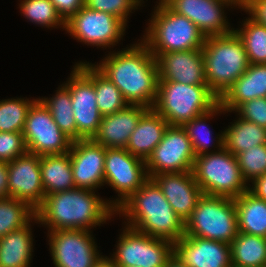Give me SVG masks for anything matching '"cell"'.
<instances>
[{"label": "cell", "mask_w": 266, "mask_h": 267, "mask_svg": "<svg viewBox=\"0 0 266 267\" xmlns=\"http://www.w3.org/2000/svg\"><path fill=\"white\" fill-rule=\"evenodd\" d=\"M36 216L26 202L9 197L0 199V238L26 226Z\"/></svg>", "instance_id": "d6a6232c"}, {"label": "cell", "mask_w": 266, "mask_h": 267, "mask_svg": "<svg viewBox=\"0 0 266 267\" xmlns=\"http://www.w3.org/2000/svg\"><path fill=\"white\" fill-rule=\"evenodd\" d=\"M56 91L54 97L39 99L48 108L59 129L72 141H76L77 126L73 116L70 91L64 83Z\"/></svg>", "instance_id": "4dcf8cb0"}, {"label": "cell", "mask_w": 266, "mask_h": 267, "mask_svg": "<svg viewBox=\"0 0 266 267\" xmlns=\"http://www.w3.org/2000/svg\"><path fill=\"white\" fill-rule=\"evenodd\" d=\"M223 139L224 148L236 156L248 148L266 144V128L238 117L223 131Z\"/></svg>", "instance_id": "f1b7e54d"}, {"label": "cell", "mask_w": 266, "mask_h": 267, "mask_svg": "<svg viewBox=\"0 0 266 267\" xmlns=\"http://www.w3.org/2000/svg\"><path fill=\"white\" fill-rule=\"evenodd\" d=\"M234 267H266V238L239 232L230 244Z\"/></svg>", "instance_id": "f546056e"}, {"label": "cell", "mask_w": 266, "mask_h": 267, "mask_svg": "<svg viewBox=\"0 0 266 267\" xmlns=\"http://www.w3.org/2000/svg\"><path fill=\"white\" fill-rule=\"evenodd\" d=\"M20 13L32 23L39 24L48 29H66V23L58 14L55 6L50 0H21L19 4Z\"/></svg>", "instance_id": "e575fe53"}, {"label": "cell", "mask_w": 266, "mask_h": 267, "mask_svg": "<svg viewBox=\"0 0 266 267\" xmlns=\"http://www.w3.org/2000/svg\"><path fill=\"white\" fill-rule=\"evenodd\" d=\"M202 54L207 86L218 98L250 65L243 42L234 31L206 37Z\"/></svg>", "instance_id": "5b68a950"}, {"label": "cell", "mask_w": 266, "mask_h": 267, "mask_svg": "<svg viewBox=\"0 0 266 267\" xmlns=\"http://www.w3.org/2000/svg\"><path fill=\"white\" fill-rule=\"evenodd\" d=\"M241 175L248 184L266 173V144L253 146L236 155Z\"/></svg>", "instance_id": "8d00e7d4"}, {"label": "cell", "mask_w": 266, "mask_h": 267, "mask_svg": "<svg viewBox=\"0 0 266 267\" xmlns=\"http://www.w3.org/2000/svg\"><path fill=\"white\" fill-rule=\"evenodd\" d=\"M149 179L145 161L125 148H106L104 184L118 193L111 205L117 209Z\"/></svg>", "instance_id": "7c38bea8"}, {"label": "cell", "mask_w": 266, "mask_h": 267, "mask_svg": "<svg viewBox=\"0 0 266 267\" xmlns=\"http://www.w3.org/2000/svg\"><path fill=\"white\" fill-rule=\"evenodd\" d=\"M244 12L255 19L258 23L266 26V0H241V7Z\"/></svg>", "instance_id": "b9f144b4"}, {"label": "cell", "mask_w": 266, "mask_h": 267, "mask_svg": "<svg viewBox=\"0 0 266 267\" xmlns=\"http://www.w3.org/2000/svg\"><path fill=\"white\" fill-rule=\"evenodd\" d=\"M248 184V191L259 199L266 201V173Z\"/></svg>", "instance_id": "7bdbcfd3"}, {"label": "cell", "mask_w": 266, "mask_h": 267, "mask_svg": "<svg viewBox=\"0 0 266 267\" xmlns=\"http://www.w3.org/2000/svg\"><path fill=\"white\" fill-rule=\"evenodd\" d=\"M22 134L27 151L38 156L67 153L73 142L59 129L39 98L28 110Z\"/></svg>", "instance_id": "8fae6325"}, {"label": "cell", "mask_w": 266, "mask_h": 267, "mask_svg": "<svg viewBox=\"0 0 266 267\" xmlns=\"http://www.w3.org/2000/svg\"><path fill=\"white\" fill-rule=\"evenodd\" d=\"M69 154L76 188L96 191L104 186V146L92 139L76 140L72 142Z\"/></svg>", "instance_id": "ac0fdd59"}, {"label": "cell", "mask_w": 266, "mask_h": 267, "mask_svg": "<svg viewBox=\"0 0 266 267\" xmlns=\"http://www.w3.org/2000/svg\"><path fill=\"white\" fill-rule=\"evenodd\" d=\"M234 198L205 195L185 222L186 236H197L231 244L238 235Z\"/></svg>", "instance_id": "52a82bcc"}, {"label": "cell", "mask_w": 266, "mask_h": 267, "mask_svg": "<svg viewBox=\"0 0 266 267\" xmlns=\"http://www.w3.org/2000/svg\"><path fill=\"white\" fill-rule=\"evenodd\" d=\"M266 97V64H250L219 98V104L228 112H234L242 103Z\"/></svg>", "instance_id": "603a6c76"}, {"label": "cell", "mask_w": 266, "mask_h": 267, "mask_svg": "<svg viewBox=\"0 0 266 267\" xmlns=\"http://www.w3.org/2000/svg\"><path fill=\"white\" fill-rule=\"evenodd\" d=\"M158 81L207 85L202 50L165 52L156 57Z\"/></svg>", "instance_id": "ffe728a7"}, {"label": "cell", "mask_w": 266, "mask_h": 267, "mask_svg": "<svg viewBox=\"0 0 266 267\" xmlns=\"http://www.w3.org/2000/svg\"><path fill=\"white\" fill-rule=\"evenodd\" d=\"M151 178L160 187L175 213L185 223L203 196V191L195 181L193 172L162 173Z\"/></svg>", "instance_id": "44dd1931"}, {"label": "cell", "mask_w": 266, "mask_h": 267, "mask_svg": "<svg viewBox=\"0 0 266 267\" xmlns=\"http://www.w3.org/2000/svg\"><path fill=\"white\" fill-rule=\"evenodd\" d=\"M219 113L226 114L227 112L218 103L209 112L204 113L196 118H193L191 121L185 122L182 125V127L184 128V130L188 135V138L191 141V145L196 157L202 154L219 151L224 147L223 131L220 134H218L215 139L212 136L213 134L212 131L210 130V128H208V125H206L207 120L209 121V119H212L215 115ZM211 146L212 148H217V149H214L215 151L214 150L210 151Z\"/></svg>", "instance_id": "83f0119b"}, {"label": "cell", "mask_w": 266, "mask_h": 267, "mask_svg": "<svg viewBox=\"0 0 266 267\" xmlns=\"http://www.w3.org/2000/svg\"><path fill=\"white\" fill-rule=\"evenodd\" d=\"M93 65L118 87L129 105L154 107L159 79L157 62L142 41L112 51Z\"/></svg>", "instance_id": "6da1fadb"}, {"label": "cell", "mask_w": 266, "mask_h": 267, "mask_svg": "<svg viewBox=\"0 0 266 267\" xmlns=\"http://www.w3.org/2000/svg\"><path fill=\"white\" fill-rule=\"evenodd\" d=\"M116 213L126 218V226L173 244L185 234V223L152 178L123 202Z\"/></svg>", "instance_id": "3957f363"}, {"label": "cell", "mask_w": 266, "mask_h": 267, "mask_svg": "<svg viewBox=\"0 0 266 267\" xmlns=\"http://www.w3.org/2000/svg\"><path fill=\"white\" fill-rule=\"evenodd\" d=\"M110 258L118 267H165L174 255V244L124 226Z\"/></svg>", "instance_id": "30bf717a"}, {"label": "cell", "mask_w": 266, "mask_h": 267, "mask_svg": "<svg viewBox=\"0 0 266 267\" xmlns=\"http://www.w3.org/2000/svg\"><path fill=\"white\" fill-rule=\"evenodd\" d=\"M96 191L74 188L45 195L35 211L40 225L49 230L83 229L91 231L111 220L116 209L111 200L100 198Z\"/></svg>", "instance_id": "7a4b0ae2"}, {"label": "cell", "mask_w": 266, "mask_h": 267, "mask_svg": "<svg viewBox=\"0 0 266 267\" xmlns=\"http://www.w3.org/2000/svg\"><path fill=\"white\" fill-rule=\"evenodd\" d=\"M165 267H187L174 255L169 259Z\"/></svg>", "instance_id": "bcb514c9"}, {"label": "cell", "mask_w": 266, "mask_h": 267, "mask_svg": "<svg viewBox=\"0 0 266 267\" xmlns=\"http://www.w3.org/2000/svg\"><path fill=\"white\" fill-rule=\"evenodd\" d=\"M40 169L45 195L76 188L69 152L40 156Z\"/></svg>", "instance_id": "484cf974"}, {"label": "cell", "mask_w": 266, "mask_h": 267, "mask_svg": "<svg viewBox=\"0 0 266 267\" xmlns=\"http://www.w3.org/2000/svg\"><path fill=\"white\" fill-rule=\"evenodd\" d=\"M9 197L26 202L35 211L45 199L40 156L27 152L8 163Z\"/></svg>", "instance_id": "e0dca14e"}, {"label": "cell", "mask_w": 266, "mask_h": 267, "mask_svg": "<svg viewBox=\"0 0 266 267\" xmlns=\"http://www.w3.org/2000/svg\"><path fill=\"white\" fill-rule=\"evenodd\" d=\"M192 172L205 195L236 198L248 190L236 156L224 147L197 156Z\"/></svg>", "instance_id": "ba28073f"}, {"label": "cell", "mask_w": 266, "mask_h": 267, "mask_svg": "<svg viewBox=\"0 0 266 267\" xmlns=\"http://www.w3.org/2000/svg\"><path fill=\"white\" fill-rule=\"evenodd\" d=\"M94 267H118L114 261L108 256H101V258L95 263Z\"/></svg>", "instance_id": "f6af8a7d"}, {"label": "cell", "mask_w": 266, "mask_h": 267, "mask_svg": "<svg viewBox=\"0 0 266 267\" xmlns=\"http://www.w3.org/2000/svg\"><path fill=\"white\" fill-rule=\"evenodd\" d=\"M196 156L182 126L169 125L162 141L145 161L149 178L162 173L192 171Z\"/></svg>", "instance_id": "5bb4252c"}, {"label": "cell", "mask_w": 266, "mask_h": 267, "mask_svg": "<svg viewBox=\"0 0 266 267\" xmlns=\"http://www.w3.org/2000/svg\"><path fill=\"white\" fill-rule=\"evenodd\" d=\"M219 98L207 85H188L176 81H158L157 99L153 109L169 125L185 122L209 112Z\"/></svg>", "instance_id": "8992f818"}, {"label": "cell", "mask_w": 266, "mask_h": 267, "mask_svg": "<svg viewBox=\"0 0 266 267\" xmlns=\"http://www.w3.org/2000/svg\"><path fill=\"white\" fill-rule=\"evenodd\" d=\"M93 84L96 91V103L102 116L116 113L128 105L118 87L94 65Z\"/></svg>", "instance_id": "836d02e7"}, {"label": "cell", "mask_w": 266, "mask_h": 267, "mask_svg": "<svg viewBox=\"0 0 266 267\" xmlns=\"http://www.w3.org/2000/svg\"><path fill=\"white\" fill-rule=\"evenodd\" d=\"M174 12L187 17L206 37L233 32L225 8H240L241 0H163ZM233 6V7H232ZM227 18V19H226Z\"/></svg>", "instance_id": "2e32d148"}, {"label": "cell", "mask_w": 266, "mask_h": 267, "mask_svg": "<svg viewBox=\"0 0 266 267\" xmlns=\"http://www.w3.org/2000/svg\"><path fill=\"white\" fill-rule=\"evenodd\" d=\"M36 99L10 98L0 101V132H22L29 108Z\"/></svg>", "instance_id": "d590c367"}, {"label": "cell", "mask_w": 266, "mask_h": 267, "mask_svg": "<svg viewBox=\"0 0 266 267\" xmlns=\"http://www.w3.org/2000/svg\"><path fill=\"white\" fill-rule=\"evenodd\" d=\"M127 24L120 18L85 6L68 22L66 31L74 39L91 46L113 47L125 34Z\"/></svg>", "instance_id": "4fadbf2b"}, {"label": "cell", "mask_w": 266, "mask_h": 267, "mask_svg": "<svg viewBox=\"0 0 266 267\" xmlns=\"http://www.w3.org/2000/svg\"><path fill=\"white\" fill-rule=\"evenodd\" d=\"M33 222L39 223L36 216L23 228L0 238V267H30L34 247L30 226Z\"/></svg>", "instance_id": "d4e9b609"}, {"label": "cell", "mask_w": 266, "mask_h": 267, "mask_svg": "<svg viewBox=\"0 0 266 267\" xmlns=\"http://www.w3.org/2000/svg\"><path fill=\"white\" fill-rule=\"evenodd\" d=\"M55 6L58 14L66 23L73 16H75L78 11H80L85 4V0H50Z\"/></svg>", "instance_id": "60d3db41"}, {"label": "cell", "mask_w": 266, "mask_h": 267, "mask_svg": "<svg viewBox=\"0 0 266 267\" xmlns=\"http://www.w3.org/2000/svg\"><path fill=\"white\" fill-rule=\"evenodd\" d=\"M233 30L242 40L250 64H266V26L251 16Z\"/></svg>", "instance_id": "1f68e13d"}, {"label": "cell", "mask_w": 266, "mask_h": 267, "mask_svg": "<svg viewBox=\"0 0 266 267\" xmlns=\"http://www.w3.org/2000/svg\"><path fill=\"white\" fill-rule=\"evenodd\" d=\"M143 3V0H85L84 6L93 11L114 15L127 24L132 10L139 9Z\"/></svg>", "instance_id": "74e56055"}, {"label": "cell", "mask_w": 266, "mask_h": 267, "mask_svg": "<svg viewBox=\"0 0 266 267\" xmlns=\"http://www.w3.org/2000/svg\"><path fill=\"white\" fill-rule=\"evenodd\" d=\"M174 256L187 267H232L229 244L197 236L174 243Z\"/></svg>", "instance_id": "d6986e66"}, {"label": "cell", "mask_w": 266, "mask_h": 267, "mask_svg": "<svg viewBox=\"0 0 266 267\" xmlns=\"http://www.w3.org/2000/svg\"><path fill=\"white\" fill-rule=\"evenodd\" d=\"M149 109L141 105H127L116 113L102 116L92 140L105 148H126L140 118Z\"/></svg>", "instance_id": "7402d4cb"}, {"label": "cell", "mask_w": 266, "mask_h": 267, "mask_svg": "<svg viewBox=\"0 0 266 267\" xmlns=\"http://www.w3.org/2000/svg\"><path fill=\"white\" fill-rule=\"evenodd\" d=\"M49 250L55 267H94L101 258L92 231H48Z\"/></svg>", "instance_id": "9a60e30c"}, {"label": "cell", "mask_w": 266, "mask_h": 267, "mask_svg": "<svg viewBox=\"0 0 266 267\" xmlns=\"http://www.w3.org/2000/svg\"><path fill=\"white\" fill-rule=\"evenodd\" d=\"M149 19L142 42L156 58L165 52L202 50L206 36L187 17L174 12L163 0Z\"/></svg>", "instance_id": "277c9868"}, {"label": "cell", "mask_w": 266, "mask_h": 267, "mask_svg": "<svg viewBox=\"0 0 266 267\" xmlns=\"http://www.w3.org/2000/svg\"><path fill=\"white\" fill-rule=\"evenodd\" d=\"M27 152L22 132H0V162L10 163Z\"/></svg>", "instance_id": "f35d334b"}, {"label": "cell", "mask_w": 266, "mask_h": 267, "mask_svg": "<svg viewBox=\"0 0 266 267\" xmlns=\"http://www.w3.org/2000/svg\"><path fill=\"white\" fill-rule=\"evenodd\" d=\"M9 198L8 163L0 162V199Z\"/></svg>", "instance_id": "ee69618b"}, {"label": "cell", "mask_w": 266, "mask_h": 267, "mask_svg": "<svg viewBox=\"0 0 266 267\" xmlns=\"http://www.w3.org/2000/svg\"><path fill=\"white\" fill-rule=\"evenodd\" d=\"M168 126V122L160 114L153 108L149 109L140 118L125 149L146 161L154 148L162 141Z\"/></svg>", "instance_id": "cb8c5ba5"}, {"label": "cell", "mask_w": 266, "mask_h": 267, "mask_svg": "<svg viewBox=\"0 0 266 267\" xmlns=\"http://www.w3.org/2000/svg\"><path fill=\"white\" fill-rule=\"evenodd\" d=\"M238 231L266 238V201L248 190L234 198Z\"/></svg>", "instance_id": "4316f807"}, {"label": "cell", "mask_w": 266, "mask_h": 267, "mask_svg": "<svg viewBox=\"0 0 266 267\" xmlns=\"http://www.w3.org/2000/svg\"><path fill=\"white\" fill-rule=\"evenodd\" d=\"M235 112L240 118L266 128V97L246 101Z\"/></svg>", "instance_id": "ab89813d"}, {"label": "cell", "mask_w": 266, "mask_h": 267, "mask_svg": "<svg viewBox=\"0 0 266 267\" xmlns=\"http://www.w3.org/2000/svg\"><path fill=\"white\" fill-rule=\"evenodd\" d=\"M64 84L68 87L73 116L77 126V140L92 139L97 133L102 115L96 103L93 84V64L78 62L73 66L70 77Z\"/></svg>", "instance_id": "9c48e42d"}]
</instances>
